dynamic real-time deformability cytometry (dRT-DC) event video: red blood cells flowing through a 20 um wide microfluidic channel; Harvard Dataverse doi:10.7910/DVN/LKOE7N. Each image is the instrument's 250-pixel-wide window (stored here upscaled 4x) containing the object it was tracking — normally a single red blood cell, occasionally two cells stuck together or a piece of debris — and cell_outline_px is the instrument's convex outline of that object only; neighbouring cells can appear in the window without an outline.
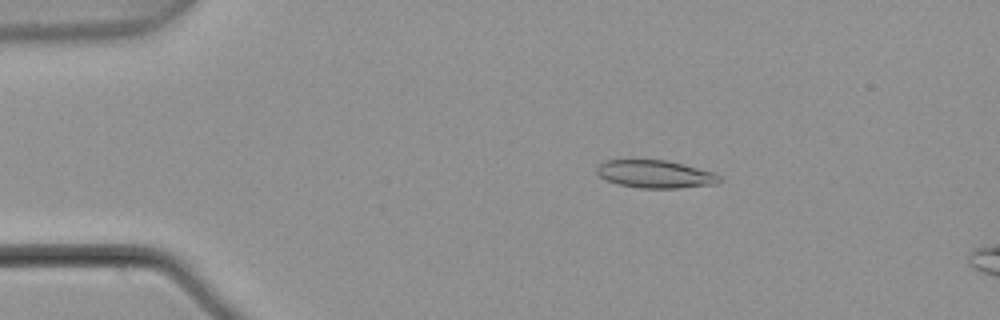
{"species": "common noctule bat (a hibernating species)", "species_latin": "Nyctalus noctula", "temperature_condition": "warm", "stored_images_in_passage": 7, "camera_frame_rate_fps": 3000, "um_per_image_px": 0.085, "animal": {"sex": "male", "body_mass_g": 21.5, "forearm_length_mm": 52.0}, "frame": {"image": 1, "passage_image": 3, "time_ms": 0.667, "image_size_px": [1000, 320], "cell_outline_px": [[724, 180], [716, 184], [676, 188], [640, 188], [620, 184], [608, 180], [600, 176], [596, 172], [596, 168], [604, 160], [668, 160], [716, 172]], "centroid_in_image_um": [55.76, 14.79], "position_along_channel_um": 29.2, "area_um2": 19.94}}
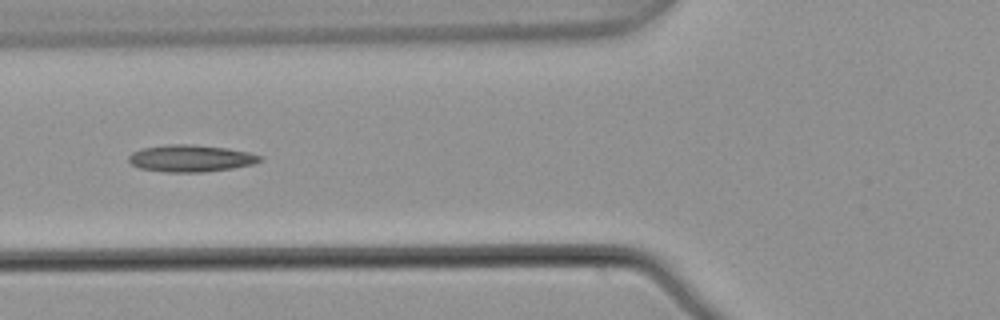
{"frame": {"image": 2, "passage_image": 6, "time_ms": 1.667, "image_size_px": [1000, 320], "cell_outline_px": [[264, 160], [252, 164], [232, 168], [200, 172], [168, 172], [140, 168], [132, 164], [128, 160], [128, 156], [132, 152], [144, 148], [168, 144], [192, 144], [228, 148], [248, 152], [264, 156]], "centroid_in_image_um": [16.24, 13.45], "position_along_channel_um": 109.6, "area_um2": 20.58}}
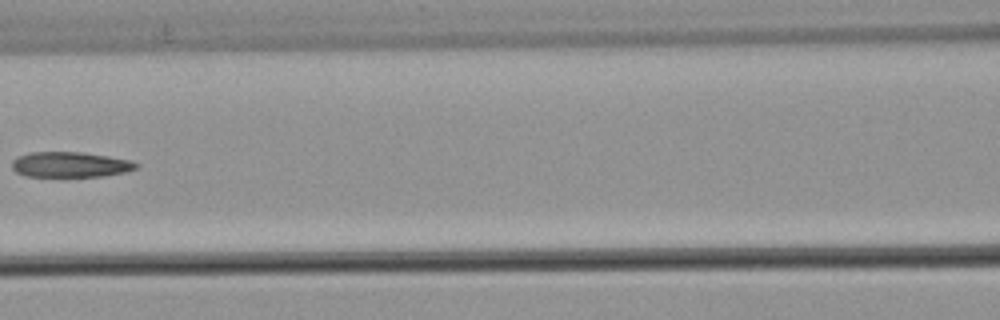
{"frame": {"image": 3, "passage_image": 7, "time_ms": 2.0, "image_size_px": [1000, 320], "cell_outline_px": [[140, 164], [136, 168], [124, 172], [104, 176], [64, 180], [24, 176], [16, 172], [12, 168], [12, 160], [20, 156], [32, 152], [80, 152], [108, 156], [132, 160]], "centroid_in_image_um": [5.95, 14.05], "position_along_channel_um": 160.6, "area_um2": 19.42}}